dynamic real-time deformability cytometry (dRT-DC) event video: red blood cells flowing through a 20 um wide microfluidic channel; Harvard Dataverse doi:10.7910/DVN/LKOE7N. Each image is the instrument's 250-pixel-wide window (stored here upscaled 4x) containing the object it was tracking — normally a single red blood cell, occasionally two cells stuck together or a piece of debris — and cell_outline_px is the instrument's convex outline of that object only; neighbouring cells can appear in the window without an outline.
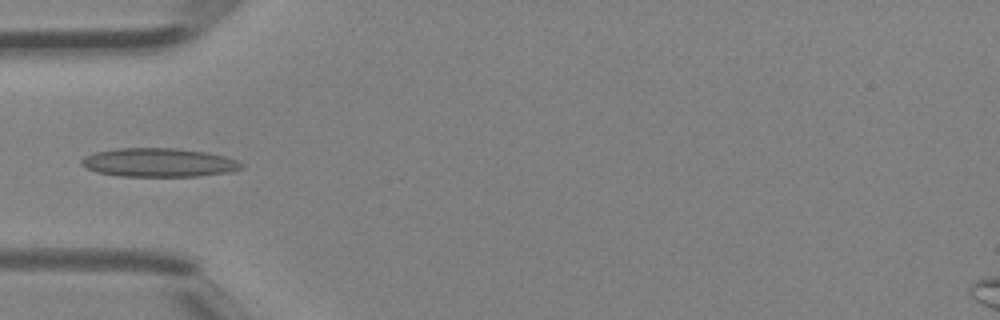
{"species": "Egyptian fruit bat (a non-hibernating species)", "species_latin": "Rousettus aegyptiacus", "temperature_condition": "room temperature", "stored_images_in_passage": 32, "camera_frame_rate_fps": 3000, "um_per_image_px": 0.085, "animal": {"sex": "female"}, "frame": {"image": 1, "passage_image": 14, "time_ms": 4.333, "image_size_px": [1000, 320], "cell_outline_px": [[244, 168], [232, 172], [200, 176], [120, 176], [96, 172], [80, 164], [80, 160], [84, 156], [96, 152], [116, 148], [176, 148], [204, 152], [224, 156], [240, 160], [244, 164]], "centroid_in_image_um": [13.54, 13.82], "position_along_channel_um": 71.5, "area_um2": 26.99}}